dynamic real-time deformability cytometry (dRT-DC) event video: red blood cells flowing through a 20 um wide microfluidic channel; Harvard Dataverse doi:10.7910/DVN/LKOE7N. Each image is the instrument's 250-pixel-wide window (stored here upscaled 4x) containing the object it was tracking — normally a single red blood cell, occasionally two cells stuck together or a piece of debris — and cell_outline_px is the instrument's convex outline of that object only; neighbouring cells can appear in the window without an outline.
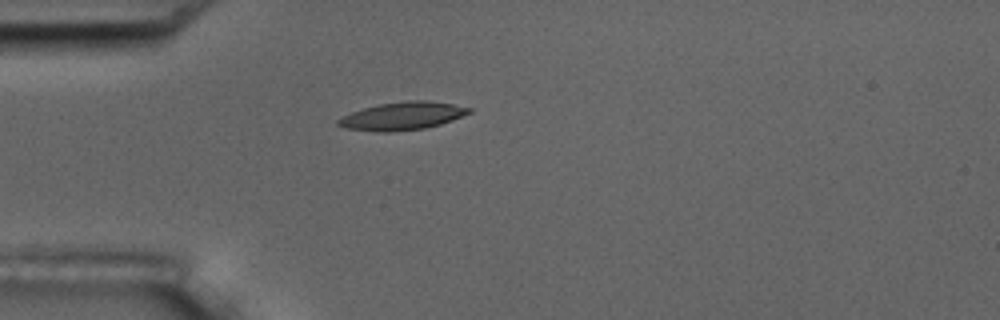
{"species": "common noctule bat (a hibernating species)", "species_latin": "Nyctalus noctula", "temperature_condition": "room temperature", "stored_images_in_passage": 2, "camera_frame_rate_fps": 3000, "um_per_image_px": 0.085, "animal": {"sex": "male", "body_mass_g": 17.5, "forearm_length_mm": 52.3}, "frame": {"image": 1, "passage_image": 1, "time_ms": 0.0, "image_size_px": [1000, 320], "cell_outline_px": [[472, 112], [452, 120], [440, 124], [424, 128], [392, 132], [376, 132], [348, 128], [336, 124], [336, 120], [352, 112], [364, 108], [380, 104], [408, 100], [428, 100], [452, 104], [472, 108]], "centroid_in_image_um": [34.22, 9.86], "position_along_channel_um": 50.8, "area_um2": 21.15}}